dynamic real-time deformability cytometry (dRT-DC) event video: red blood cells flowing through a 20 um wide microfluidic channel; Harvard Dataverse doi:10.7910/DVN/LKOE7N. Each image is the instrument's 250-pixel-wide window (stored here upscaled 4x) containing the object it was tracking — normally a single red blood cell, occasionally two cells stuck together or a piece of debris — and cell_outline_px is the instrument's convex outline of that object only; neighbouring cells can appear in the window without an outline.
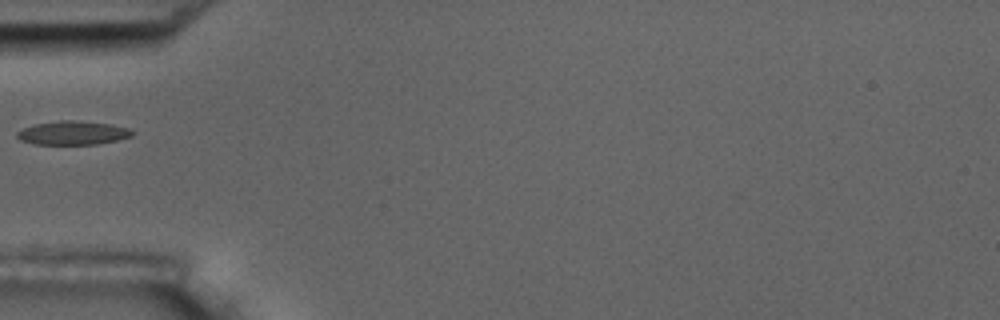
{"species": "common noctule bat (a hibernating species)", "species_latin": "Nyctalus noctula", "temperature_condition": "room temperature", "stored_images_in_passage": 6, "segment_of_instrument_passage": [2, 2], "camera_frame_rate_fps": 3000, "um_per_image_px": 0.085, "animal": {"sex": "male", "body_mass_g": 17.5, "forearm_length_mm": 52.3}, "frame": {"image": 1, "passage_image": 6, "time_ms": 1.667, "image_size_px": [1000, 320], "cell_outline_px": [[136, 132], [132, 136], [116, 140], [96, 144], [36, 144], [20, 140], [16, 136], [16, 132], [32, 124], [60, 120], [76, 120], [108, 124], [128, 128]], "centroid_in_image_um": [6.17, 11.29], "position_along_channel_um": 78.8, "area_um2": 15.9}}